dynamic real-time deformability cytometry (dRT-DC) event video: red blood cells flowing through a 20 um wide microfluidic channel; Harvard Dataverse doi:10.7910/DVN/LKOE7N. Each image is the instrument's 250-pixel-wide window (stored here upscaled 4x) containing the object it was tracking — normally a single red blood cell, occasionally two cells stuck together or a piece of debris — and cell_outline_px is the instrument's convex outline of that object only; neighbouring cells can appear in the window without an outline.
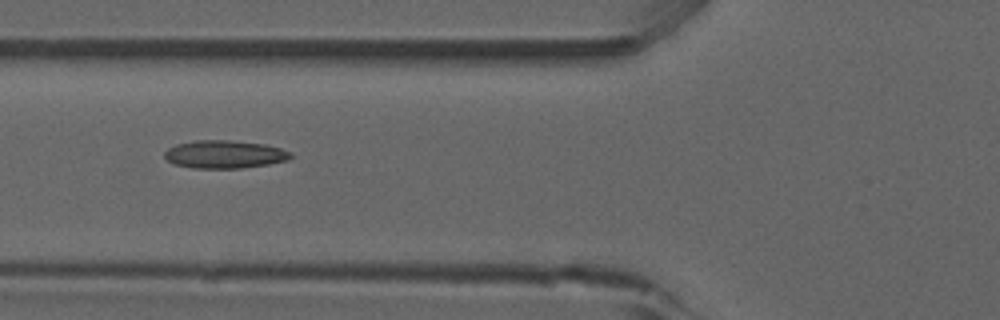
{"species": "common noctule bat (a hibernating species)", "species_latin": "Nyctalus noctula", "temperature_condition": "room temperature", "stored_images_in_passage": 19, "camera_frame_rate_fps": 3000, "um_per_image_px": 0.085, "animal": {"sex": "male", "forearm_length_mm": 52.5}, "frame": {"image": 1, "passage_image": 7, "time_ms": 2.0, "image_size_px": [1000, 320], "cell_outline_px": [[292, 156], [288, 160], [268, 164], [244, 168], [192, 168], [172, 164], [164, 156], [164, 152], [168, 148], [176, 144], [196, 140], [228, 140], [264, 144], [280, 148], [292, 152]], "centroid_in_image_um": [19.07, 13.12], "position_along_channel_um": 106.7, "area_um2": 20.63}}
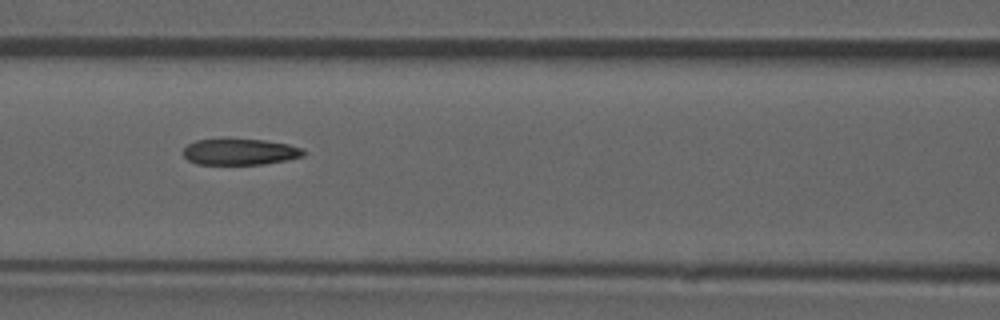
{"frame": {"image": 2, "passage_image": 10, "time_ms": 3.0, "image_size_px": [1000, 320], "cell_outline_px": [[308, 152], [304, 156], [288, 160], [264, 164], [196, 164], [188, 160], [180, 152], [188, 144], [196, 140], [224, 136], [264, 140], [288, 144], [300, 148]], "centroid_in_image_um": [20.35, 12.86], "position_along_channel_um": 146.2, "area_um2": 19.25}}